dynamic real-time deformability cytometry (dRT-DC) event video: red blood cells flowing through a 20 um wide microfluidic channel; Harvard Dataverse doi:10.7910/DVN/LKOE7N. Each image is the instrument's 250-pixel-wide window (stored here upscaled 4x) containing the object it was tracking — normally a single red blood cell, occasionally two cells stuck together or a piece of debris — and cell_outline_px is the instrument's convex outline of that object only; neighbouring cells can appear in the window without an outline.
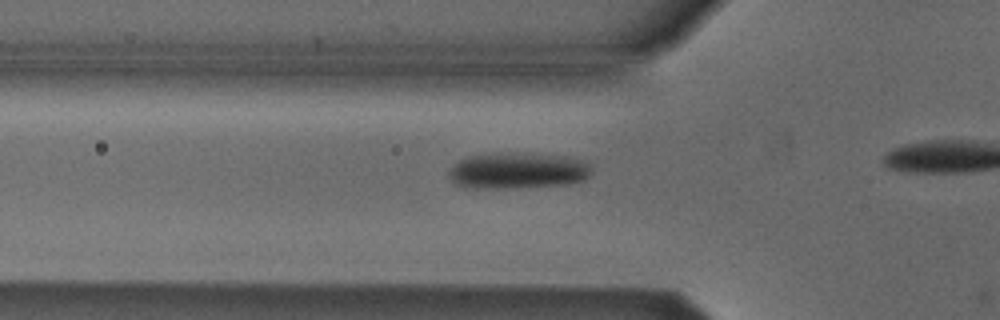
{"species": "Egyptian fruit bat (a non-hibernating species)", "species_latin": "Rousettus aegyptiacus", "temperature_condition": "cold", "stored_images_in_passage": 10, "camera_frame_rate_fps": 3000, "um_per_image_px": 0.085, "animal": {"sex": "male"}, "frame": {"image": 1, "passage_image": 9, "time_ms": 2.667, "image_size_px": [1000, 320], "cell_outline_px": [[592, 172], [584, 180], [564, 184], [504, 188], [464, 188], [456, 184], [448, 176], [448, 172], [460, 160], [468, 156], [492, 152], [524, 152], [564, 156], [580, 160], [588, 164], [592, 168]], "centroid_in_image_um": [43.97, 14.48], "position_along_channel_um": 81.8, "area_um2": 30.29}}